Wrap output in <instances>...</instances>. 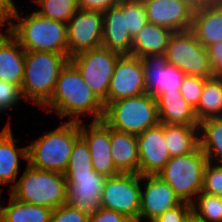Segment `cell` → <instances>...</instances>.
<instances>
[{"label": "cell", "mask_w": 222, "mask_h": 222, "mask_svg": "<svg viewBox=\"0 0 222 222\" xmlns=\"http://www.w3.org/2000/svg\"><path fill=\"white\" fill-rule=\"evenodd\" d=\"M40 110L49 117L56 115L57 120L102 121L105 106L69 61L59 74L51 99Z\"/></svg>", "instance_id": "1"}, {"label": "cell", "mask_w": 222, "mask_h": 222, "mask_svg": "<svg viewBox=\"0 0 222 222\" xmlns=\"http://www.w3.org/2000/svg\"><path fill=\"white\" fill-rule=\"evenodd\" d=\"M5 28L24 50L68 56L67 24L43 17L25 3L22 6L18 3Z\"/></svg>", "instance_id": "2"}, {"label": "cell", "mask_w": 222, "mask_h": 222, "mask_svg": "<svg viewBox=\"0 0 222 222\" xmlns=\"http://www.w3.org/2000/svg\"><path fill=\"white\" fill-rule=\"evenodd\" d=\"M80 137V122L62 120L53 129L27 140L28 164L34 168L65 173L75 141Z\"/></svg>", "instance_id": "3"}, {"label": "cell", "mask_w": 222, "mask_h": 222, "mask_svg": "<svg viewBox=\"0 0 222 222\" xmlns=\"http://www.w3.org/2000/svg\"><path fill=\"white\" fill-rule=\"evenodd\" d=\"M70 61L65 54L25 50L24 78L21 91L26 104L35 111L41 109L52 97L61 70Z\"/></svg>", "instance_id": "4"}, {"label": "cell", "mask_w": 222, "mask_h": 222, "mask_svg": "<svg viewBox=\"0 0 222 222\" xmlns=\"http://www.w3.org/2000/svg\"><path fill=\"white\" fill-rule=\"evenodd\" d=\"M24 167L15 185L7 191L11 197L52 210L66 204V179L63 173L37 169L29 164Z\"/></svg>", "instance_id": "5"}, {"label": "cell", "mask_w": 222, "mask_h": 222, "mask_svg": "<svg viewBox=\"0 0 222 222\" xmlns=\"http://www.w3.org/2000/svg\"><path fill=\"white\" fill-rule=\"evenodd\" d=\"M103 121L114 130L137 136L160 123L156 98L145 93L110 102Z\"/></svg>", "instance_id": "6"}, {"label": "cell", "mask_w": 222, "mask_h": 222, "mask_svg": "<svg viewBox=\"0 0 222 222\" xmlns=\"http://www.w3.org/2000/svg\"><path fill=\"white\" fill-rule=\"evenodd\" d=\"M208 159L200 146L194 151L173 156L158 174L183 202L191 203L201 192Z\"/></svg>", "instance_id": "7"}, {"label": "cell", "mask_w": 222, "mask_h": 222, "mask_svg": "<svg viewBox=\"0 0 222 222\" xmlns=\"http://www.w3.org/2000/svg\"><path fill=\"white\" fill-rule=\"evenodd\" d=\"M120 56L121 54L101 46L70 58V62L79 70L83 80L104 106L108 104L110 81Z\"/></svg>", "instance_id": "8"}, {"label": "cell", "mask_w": 222, "mask_h": 222, "mask_svg": "<svg viewBox=\"0 0 222 222\" xmlns=\"http://www.w3.org/2000/svg\"><path fill=\"white\" fill-rule=\"evenodd\" d=\"M165 54L169 65L177 67L185 75L213 77L207 48L191 30L174 32Z\"/></svg>", "instance_id": "9"}, {"label": "cell", "mask_w": 222, "mask_h": 222, "mask_svg": "<svg viewBox=\"0 0 222 222\" xmlns=\"http://www.w3.org/2000/svg\"><path fill=\"white\" fill-rule=\"evenodd\" d=\"M100 202L102 208L116 211L132 222H137L141 202V175L119 173L107 177Z\"/></svg>", "instance_id": "10"}, {"label": "cell", "mask_w": 222, "mask_h": 222, "mask_svg": "<svg viewBox=\"0 0 222 222\" xmlns=\"http://www.w3.org/2000/svg\"><path fill=\"white\" fill-rule=\"evenodd\" d=\"M103 13L78 9L67 23L68 57L101 47Z\"/></svg>", "instance_id": "11"}, {"label": "cell", "mask_w": 222, "mask_h": 222, "mask_svg": "<svg viewBox=\"0 0 222 222\" xmlns=\"http://www.w3.org/2000/svg\"><path fill=\"white\" fill-rule=\"evenodd\" d=\"M146 93L141 58L121 55L116 62L108 90V103Z\"/></svg>", "instance_id": "12"}, {"label": "cell", "mask_w": 222, "mask_h": 222, "mask_svg": "<svg viewBox=\"0 0 222 222\" xmlns=\"http://www.w3.org/2000/svg\"><path fill=\"white\" fill-rule=\"evenodd\" d=\"M80 136L89 147L96 173L106 178L120 173L111 156L110 127L103 120L80 121Z\"/></svg>", "instance_id": "13"}, {"label": "cell", "mask_w": 222, "mask_h": 222, "mask_svg": "<svg viewBox=\"0 0 222 222\" xmlns=\"http://www.w3.org/2000/svg\"><path fill=\"white\" fill-rule=\"evenodd\" d=\"M181 202L170 185L158 175L141 176V202L137 222H152Z\"/></svg>", "instance_id": "14"}, {"label": "cell", "mask_w": 222, "mask_h": 222, "mask_svg": "<svg viewBox=\"0 0 222 222\" xmlns=\"http://www.w3.org/2000/svg\"><path fill=\"white\" fill-rule=\"evenodd\" d=\"M21 140L12 125H3L0 131V187L4 190L9 191L15 185L23 170L21 167L28 164L27 139L24 145ZM7 184L10 185L8 189Z\"/></svg>", "instance_id": "15"}, {"label": "cell", "mask_w": 222, "mask_h": 222, "mask_svg": "<svg viewBox=\"0 0 222 222\" xmlns=\"http://www.w3.org/2000/svg\"><path fill=\"white\" fill-rule=\"evenodd\" d=\"M66 204L88 216L101 208V194L106 177L96 173L65 176Z\"/></svg>", "instance_id": "16"}, {"label": "cell", "mask_w": 222, "mask_h": 222, "mask_svg": "<svg viewBox=\"0 0 222 222\" xmlns=\"http://www.w3.org/2000/svg\"><path fill=\"white\" fill-rule=\"evenodd\" d=\"M141 61L146 93L156 98L166 91L180 92L186 75L177 67L169 65L165 53L141 57Z\"/></svg>", "instance_id": "17"}, {"label": "cell", "mask_w": 222, "mask_h": 222, "mask_svg": "<svg viewBox=\"0 0 222 222\" xmlns=\"http://www.w3.org/2000/svg\"><path fill=\"white\" fill-rule=\"evenodd\" d=\"M139 174L158 175L171 156L164 137V123H159L137 135Z\"/></svg>", "instance_id": "18"}, {"label": "cell", "mask_w": 222, "mask_h": 222, "mask_svg": "<svg viewBox=\"0 0 222 222\" xmlns=\"http://www.w3.org/2000/svg\"><path fill=\"white\" fill-rule=\"evenodd\" d=\"M148 22L172 32L191 29L194 11L184 0H143Z\"/></svg>", "instance_id": "19"}, {"label": "cell", "mask_w": 222, "mask_h": 222, "mask_svg": "<svg viewBox=\"0 0 222 222\" xmlns=\"http://www.w3.org/2000/svg\"><path fill=\"white\" fill-rule=\"evenodd\" d=\"M132 40L129 29H126V14L118 3L103 13L102 47L121 55H131Z\"/></svg>", "instance_id": "20"}, {"label": "cell", "mask_w": 222, "mask_h": 222, "mask_svg": "<svg viewBox=\"0 0 222 222\" xmlns=\"http://www.w3.org/2000/svg\"><path fill=\"white\" fill-rule=\"evenodd\" d=\"M25 50L4 28L0 32V79L20 86L24 78Z\"/></svg>", "instance_id": "21"}, {"label": "cell", "mask_w": 222, "mask_h": 222, "mask_svg": "<svg viewBox=\"0 0 222 222\" xmlns=\"http://www.w3.org/2000/svg\"><path fill=\"white\" fill-rule=\"evenodd\" d=\"M160 123L199 126L195 109L181 92L166 91L156 97Z\"/></svg>", "instance_id": "22"}, {"label": "cell", "mask_w": 222, "mask_h": 222, "mask_svg": "<svg viewBox=\"0 0 222 222\" xmlns=\"http://www.w3.org/2000/svg\"><path fill=\"white\" fill-rule=\"evenodd\" d=\"M111 156L120 173L139 174L137 136L110 128Z\"/></svg>", "instance_id": "23"}, {"label": "cell", "mask_w": 222, "mask_h": 222, "mask_svg": "<svg viewBox=\"0 0 222 222\" xmlns=\"http://www.w3.org/2000/svg\"><path fill=\"white\" fill-rule=\"evenodd\" d=\"M205 47L222 41V2L193 13L190 29Z\"/></svg>", "instance_id": "24"}, {"label": "cell", "mask_w": 222, "mask_h": 222, "mask_svg": "<svg viewBox=\"0 0 222 222\" xmlns=\"http://www.w3.org/2000/svg\"><path fill=\"white\" fill-rule=\"evenodd\" d=\"M173 33L165 27L148 22L133 36L131 55L141 58L166 53L168 42Z\"/></svg>", "instance_id": "25"}, {"label": "cell", "mask_w": 222, "mask_h": 222, "mask_svg": "<svg viewBox=\"0 0 222 222\" xmlns=\"http://www.w3.org/2000/svg\"><path fill=\"white\" fill-rule=\"evenodd\" d=\"M164 137L171 157L188 154L199 146L198 126L164 123Z\"/></svg>", "instance_id": "26"}, {"label": "cell", "mask_w": 222, "mask_h": 222, "mask_svg": "<svg viewBox=\"0 0 222 222\" xmlns=\"http://www.w3.org/2000/svg\"><path fill=\"white\" fill-rule=\"evenodd\" d=\"M2 205V222H49L52 209L18 201L8 194Z\"/></svg>", "instance_id": "27"}, {"label": "cell", "mask_w": 222, "mask_h": 222, "mask_svg": "<svg viewBox=\"0 0 222 222\" xmlns=\"http://www.w3.org/2000/svg\"><path fill=\"white\" fill-rule=\"evenodd\" d=\"M199 146L209 162L222 164V117L200 122Z\"/></svg>", "instance_id": "28"}, {"label": "cell", "mask_w": 222, "mask_h": 222, "mask_svg": "<svg viewBox=\"0 0 222 222\" xmlns=\"http://www.w3.org/2000/svg\"><path fill=\"white\" fill-rule=\"evenodd\" d=\"M195 114L199 123L206 119L222 117L221 77L206 80Z\"/></svg>", "instance_id": "29"}, {"label": "cell", "mask_w": 222, "mask_h": 222, "mask_svg": "<svg viewBox=\"0 0 222 222\" xmlns=\"http://www.w3.org/2000/svg\"><path fill=\"white\" fill-rule=\"evenodd\" d=\"M41 16L68 23L78 11L77 0H24ZM31 1V2H30ZM30 2V3H29ZM33 4V5H32Z\"/></svg>", "instance_id": "30"}, {"label": "cell", "mask_w": 222, "mask_h": 222, "mask_svg": "<svg viewBox=\"0 0 222 222\" xmlns=\"http://www.w3.org/2000/svg\"><path fill=\"white\" fill-rule=\"evenodd\" d=\"M190 204L192 221L222 222V196L200 192Z\"/></svg>", "instance_id": "31"}, {"label": "cell", "mask_w": 222, "mask_h": 222, "mask_svg": "<svg viewBox=\"0 0 222 222\" xmlns=\"http://www.w3.org/2000/svg\"><path fill=\"white\" fill-rule=\"evenodd\" d=\"M91 153L86 141L80 136L74 143L65 176L92 174Z\"/></svg>", "instance_id": "32"}, {"label": "cell", "mask_w": 222, "mask_h": 222, "mask_svg": "<svg viewBox=\"0 0 222 222\" xmlns=\"http://www.w3.org/2000/svg\"><path fill=\"white\" fill-rule=\"evenodd\" d=\"M21 102H24L23 104H25L26 102L23 97L21 87L5 82L0 79V115L2 116L5 114V117H6L5 125H13L11 123L12 122L11 120L13 119L12 118L13 113L11 112L15 110L14 111L15 113L16 112L19 113L21 109L23 110V108H20ZM7 115L9 116L8 119H7Z\"/></svg>", "instance_id": "33"}, {"label": "cell", "mask_w": 222, "mask_h": 222, "mask_svg": "<svg viewBox=\"0 0 222 222\" xmlns=\"http://www.w3.org/2000/svg\"><path fill=\"white\" fill-rule=\"evenodd\" d=\"M123 14H126V29L136 35L147 23V11L143 0H119Z\"/></svg>", "instance_id": "34"}, {"label": "cell", "mask_w": 222, "mask_h": 222, "mask_svg": "<svg viewBox=\"0 0 222 222\" xmlns=\"http://www.w3.org/2000/svg\"><path fill=\"white\" fill-rule=\"evenodd\" d=\"M201 192L222 196V164L207 163Z\"/></svg>", "instance_id": "35"}, {"label": "cell", "mask_w": 222, "mask_h": 222, "mask_svg": "<svg viewBox=\"0 0 222 222\" xmlns=\"http://www.w3.org/2000/svg\"><path fill=\"white\" fill-rule=\"evenodd\" d=\"M207 79L208 78L200 76L186 75L183 80L180 92L186 102L189 103L194 109H196L198 106V102Z\"/></svg>", "instance_id": "36"}, {"label": "cell", "mask_w": 222, "mask_h": 222, "mask_svg": "<svg viewBox=\"0 0 222 222\" xmlns=\"http://www.w3.org/2000/svg\"><path fill=\"white\" fill-rule=\"evenodd\" d=\"M89 216L68 204L52 210L49 222H88Z\"/></svg>", "instance_id": "37"}, {"label": "cell", "mask_w": 222, "mask_h": 222, "mask_svg": "<svg viewBox=\"0 0 222 222\" xmlns=\"http://www.w3.org/2000/svg\"><path fill=\"white\" fill-rule=\"evenodd\" d=\"M152 222H192L191 204L182 201L179 205L168 209Z\"/></svg>", "instance_id": "38"}, {"label": "cell", "mask_w": 222, "mask_h": 222, "mask_svg": "<svg viewBox=\"0 0 222 222\" xmlns=\"http://www.w3.org/2000/svg\"><path fill=\"white\" fill-rule=\"evenodd\" d=\"M88 222H132V221L121 213L101 207L93 215L89 216Z\"/></svg>", "instance_id": "39"}, {"label": "cell", "mask_w": 222, "mask_h": 222, "mask_svg": "<svg viewBox=\"0 0 222 222\" xmlns=\"http://www.w3.org/2000/svg\"><path fill=\"white\" fill-rule=\"evenodd\" d=\"M213 77H222V41L207 47Z\"/></svg>", "instance_id": "40"}, {"label": "cell", "mask_w": 222, "mask_h": 222, "mask_svg": "<svg viewBox=\"0 0 222 222\" xmlns=\"http://www.w3.org/2000/svg\"><path fill=\"white\" fill-rule=\"evenodd\" d=\"M119 0H77L78 8L82 10L98 11L104 13L109 8L116 6Z\"/></svg>", "instance_id": "41"}, {"label": "cell", "mask_w": 222, "mask_h": 222, "mask_svg": "<svg viewBox=\"0 0 222 222\" xmlns=\"http://www.w3.org/2000/svg\"><path fill=\"white\" fill-rule=\"evenodd\" d=\"M18 0H0V19L5 24L10 20L12 13L15 11Z\"/></svg>", "instance_id": "42"}, {"label": "cell", "mask_w": 222, "mask_h": 222, "mask_svg": "<svg viewBox=\"0 0 222 222\" xmlns=\"http://www.w3.org/2000/svg\"><path fill=\"white\" fill-rule=\"evenodd\" d=\"M184 2L195 12L201 8L217 5L222 0H184Z\"/></svg>", "instance_id": "43"}, {"label": "cell", "mask_w": 222, "mask_h": 222, "mask_svg": "<svg viewBox=\"0 0 222 222\" xmlns=\"http://www.w3.org/2000/svg\"><path fill=\"white\" fill-rule=\"evenodd\" d=\"M2 192L4 193V190L2 188H0V222H2V205L4 202V201H2V199H4V198L1 197L4 195Z\"/></svg>", "instance_id": "44"}, {"label": "cell", "mask_w": 222, "mask_h": 222, "mask_svg": "<svg viewBox=\"0 0 222 222\" xmlns=\"http://www.w3.org/2000/svg\"><path fill=\"white\" fill-rule=\"evenodd\" d=\"M5 28V23L0 19V32Z\"/></svg>", "instance_id": "45"}]
</instances>
